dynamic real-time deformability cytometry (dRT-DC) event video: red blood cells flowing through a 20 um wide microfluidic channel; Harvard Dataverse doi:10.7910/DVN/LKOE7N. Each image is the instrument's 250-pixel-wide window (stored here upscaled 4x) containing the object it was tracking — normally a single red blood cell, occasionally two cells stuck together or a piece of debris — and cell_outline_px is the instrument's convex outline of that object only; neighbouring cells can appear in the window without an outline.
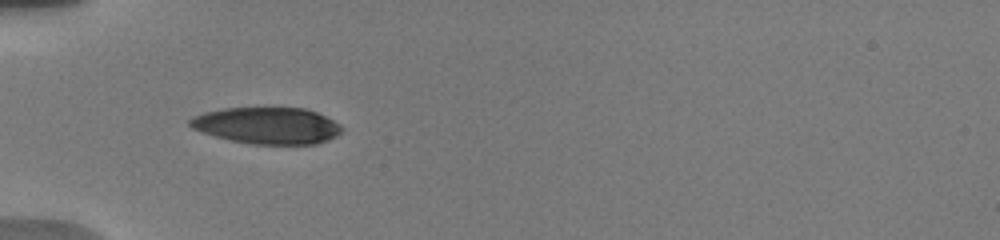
{"species": "human", "species_latin": "Homo sapiens", "temperature_condition": "warm", "stored_images_in_passage": 10, "camera_frame_rate_fps": 3000, "um_per_image_px": 0.085, "donor": {"sex": "male"}, "frame": {"image": 1, "passage_image": 1, "time_ms": 0.0, "image_size_px": [1000, 240], "cell_outline_px": [[344, 128], [336, 136], [328, 140], [316, 144], [252, 144], [232, 140], [200, 132], [192, 128], [188, 124], [188, 120], [192, 116], [204, 112], [224, 108], [304, 108], [316, 112], [340, 124]], "centroid_in_image_um": [22.69, 10.67], "position_along_channel_um": 62.3, "area_um2": 32.37}}
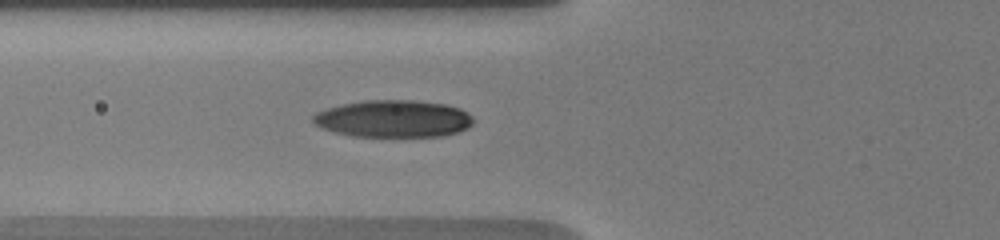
{"frame": {"image": 2, "passage_image": 7, "time_ms": 1.0, "image_size_px": [1000, 240], "cell_outline_px": [[472, 124], [468, 128], [460, 132], [444, 136], [352, 136], [320, 128], [312, 120], [312, 116], [316, 112], [340, 104], [364, 100], [412, 100], [444, 104], [460, 108], [472, 116]], "centroid_in_image_um": [33.43, 10.09], "position_along_channel_um": 92.4, "area_um2": 34.8}}